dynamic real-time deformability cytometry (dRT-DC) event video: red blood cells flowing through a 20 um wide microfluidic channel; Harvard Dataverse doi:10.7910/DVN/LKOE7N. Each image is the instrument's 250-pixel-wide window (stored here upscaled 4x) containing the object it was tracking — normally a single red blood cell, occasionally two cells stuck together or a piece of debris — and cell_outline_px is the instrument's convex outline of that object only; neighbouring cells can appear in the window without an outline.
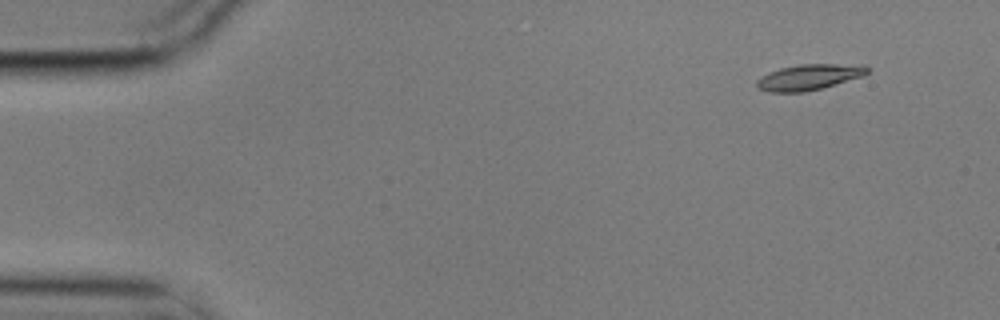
{"species": "common noctule bat (a hibernating species)", "species_latin": "Nyctalus noctula", "temperature_condition": "cold", "stored_images_in_passage": 5, "camera_frame_rate_fps": 3000, "um_per_image_px": 0.085, "animal": {"sex": "male", "body_mass_g": 17.9}, "frame": {"image": 1, "passage_image": 1, "time_ms": 0.0, "image_size_px": [1000, 320], "cell_outline_px": [[868, 72], [864, 76], [820, 88], [804, 92], [768, 92], [756, 88], [756, 80], [760, 76], [780, 68], [800, 64], [864, 64], [868, 68]], "centroid_in_image_um": [68.75, 6.55], "position_along_channel_um": 16.2, "area_um2": 16.65}}
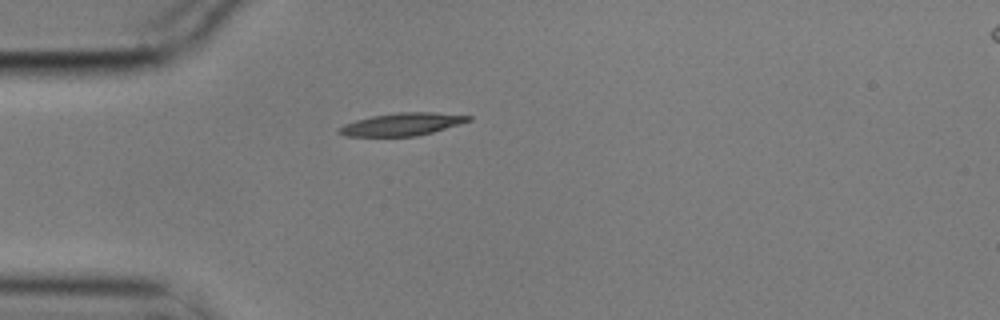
{"frame": {"image": 2, "passage_image": 4, "time_ms": 1.0, "image_size_px": [1000, 320], "cell_outline_px": [[472, 120], [460, 124], [432, 132], [416, 136], [348, 136], [336, 132], [344, 124], [356, 120], [372, 116], [396, 112], [432, 112], [472, 116]], "centroid_in_image_um": [34.19, 10.55], "position_along_channel_um": 50.8, "area_um2": 16.94}}